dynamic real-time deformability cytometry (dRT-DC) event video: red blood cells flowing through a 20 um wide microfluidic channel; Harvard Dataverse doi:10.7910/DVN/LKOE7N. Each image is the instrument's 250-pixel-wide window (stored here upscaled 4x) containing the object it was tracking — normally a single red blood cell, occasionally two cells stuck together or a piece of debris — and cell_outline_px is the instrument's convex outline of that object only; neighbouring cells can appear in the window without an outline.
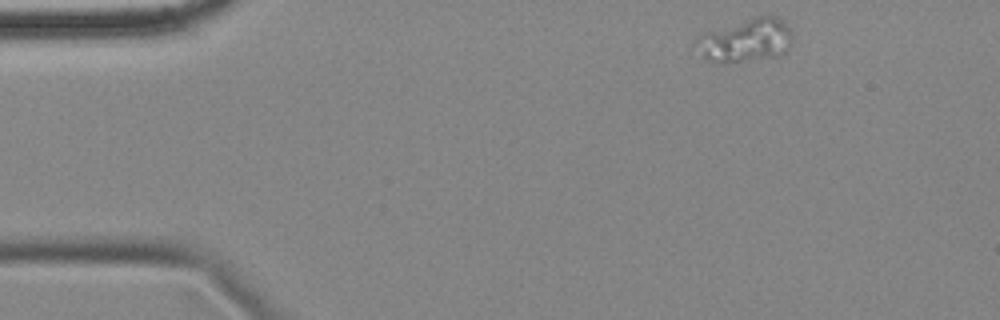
{"species": "common noctule bat (a hibernating species)", "species_latin": "Nyctalus noctula", "temperature_condition": "cold", "stored_images_in_passage": 51, "camera_frame_rate_fps": 3000, "um_per_image_px": 0.085, "animal": {"sex": "female", "body_mass_g": 18.4}, "frame": {"image": 1, "passage_image": 1, "time_ms": 0.0, "image_size_px": [1000, 320], "cell_outline_px": [[792, 40], [788, 48], [780, 56], [740, 60], [708, 60], [692, 44], [704, 32], [752, 16], [776, 16], [788, 28], [792, 36]], "centroid_in_image_um": [63.38, 3.38], "position_along_channel_um": 21.6, "area_um2": 23.7}}
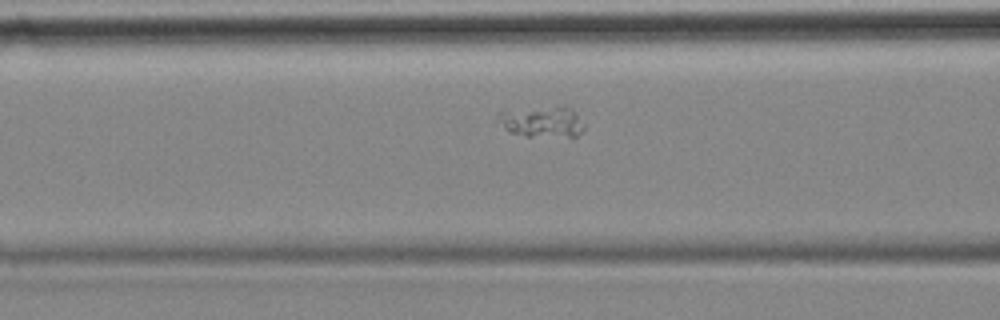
{"frame": {"image": 2, "passage_image": 16, "time_ms": 5.0, "image_size_px": [1000, 320], "cell_outline_px": [[584, 128], [576, 136], [528, 136], [508, 132], [496, 120], [496, 116], [500, 112], [556, 108], [572, 108], [584, 124]], "centroid_in_image_um": [46.06, 10.4], "position_along_channel_um": 120.5, "area_um2": 14.74}}
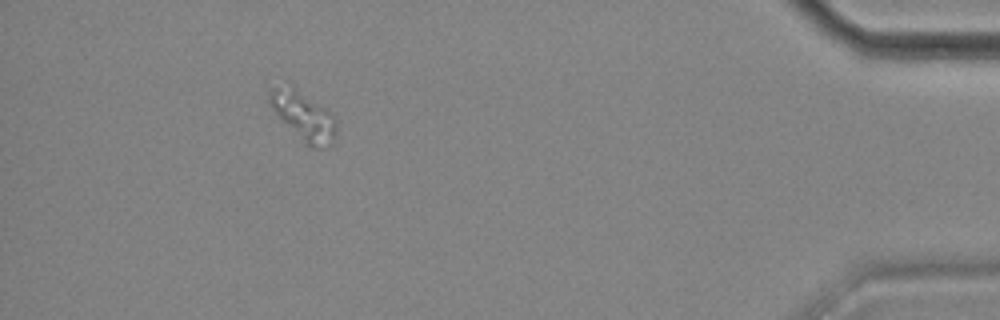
{"frame": {"image": 3, "passage_image": 46, "time_ms": 15.0, "image_size_px": [1000, 320], "cell_outline_px": [[336, 132], [332, 144], [328, 148], [312, 148], [304, 144], [268, 104], [268, 92], [272, 88], [288, 80], [328, 108], [336, 116]], "centroid_in_image_um": [25.81, 9.78], "position_along_channel_um": 409.4, "area_um2": 20.06}}